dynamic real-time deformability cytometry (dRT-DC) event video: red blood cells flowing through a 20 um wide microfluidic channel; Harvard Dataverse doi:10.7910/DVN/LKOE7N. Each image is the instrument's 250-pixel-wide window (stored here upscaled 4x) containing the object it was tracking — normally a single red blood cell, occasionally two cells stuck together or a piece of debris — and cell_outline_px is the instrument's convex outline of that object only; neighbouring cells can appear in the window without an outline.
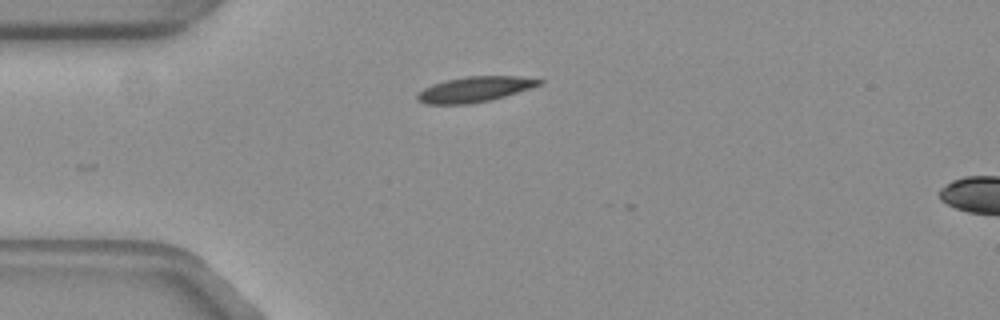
{"species": "common noctule bat (a hibernating species)", "species_latin": "Nyctalus noctula", "temperature_condition": "warm", "stored_images_in_passage": 2, "camera_frame_rate_fps": 3000, "um_per_image_px": 0.085, "animal": {"sex": "female", "body_mass_g": 19.3, "forearm_length_mm": 54.1}, "frame": {"image": 1, "passage_image": 1, "time_ms": 0.0, "image_size_px": [1000, 320], "cell_outline_px": [[544, 80], [540, 84], [504, 96], [488, 100], [468, 104], [424, 104], [416, 100], [416, 96], [424, 88], [432, 84], [444, 80], [468, 76], [516, 76]], "centroid_in_image_um": [40.27, 7.59], "position_along_channel_um": 44.7, "area_um2": 17.74}}